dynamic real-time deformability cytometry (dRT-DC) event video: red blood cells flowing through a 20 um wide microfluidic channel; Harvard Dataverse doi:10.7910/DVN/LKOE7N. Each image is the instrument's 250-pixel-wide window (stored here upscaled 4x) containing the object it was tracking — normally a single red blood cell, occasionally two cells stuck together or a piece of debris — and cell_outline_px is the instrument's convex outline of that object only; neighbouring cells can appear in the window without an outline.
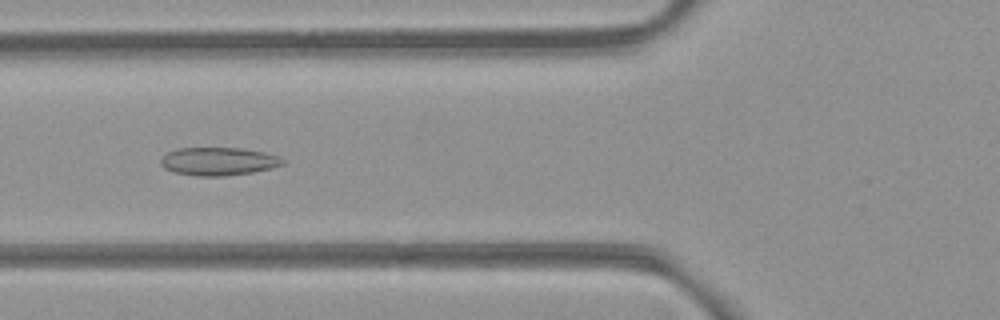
{"species": "common noctule bat (a hibernating species)", "species_latin": "Nyctalus noctula", "temperature_condition": "room temperature", "stored_images_in_passage": 8, "camera_frame_rate_fps": 3000, "um_per_image_px": 0.085, "animal": {"sex": "female", "body_mass_g": 21.9}, "frame": {"image": 1, "passage_image": 6, "time_ms": 1.667, "image_size_px": [1000, 320], "cell_outline_px": [[284, 164], [272, 168], [252, 172], [224, 176], [196, 176], [176, 172], [164, 168], [160, 164], [160, 160], [168, 152], [180, 148], [240, 148], [264, 152], [280, 156], [284, 160]], "centroid_in_image_um": [18.59, 13.71], "position_along_channel_um": 107.2, "area_um2": 19.88}}
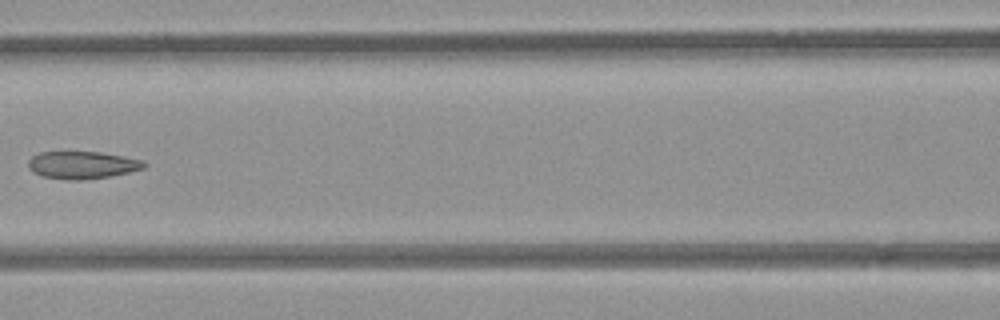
{"frame": {"image": 2, "passage_image": 7, "time_ms": 2.0, "image_size_px": [1000, 320], "cell_outline_px": [[148, 164], [144, 168], [112, 176], [80, 180], [68, 180], [44, 176], [32, 172], [28, 168], [28, 160], [32, 156], [40, 152], [100, 152], [144, 160]], "centroid_in_image_um": [6.99, 14.02], "position_along_channel_um": 159.6, "area_um2": 18.55}}
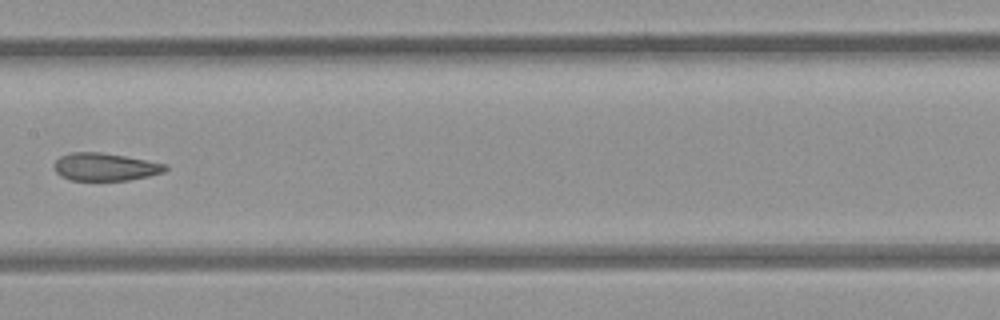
{"frame": {"image": 3, "passage_image": 8, "time_ms": 2.333, "image_size_px": [1000, 320], "cell_outline_px": [[168, 168], [164, 172], [148, 176], [128, 180], [72, 180], [60, 176], [56, 172], [52, 164], [60, 156], [72, 152], [100, 152], [124, 156], [168, 164]], "centroid_in_image_um": [8.92, 14.18], "position_along_channel_um": 198.5, "area_um2": 17.98}}